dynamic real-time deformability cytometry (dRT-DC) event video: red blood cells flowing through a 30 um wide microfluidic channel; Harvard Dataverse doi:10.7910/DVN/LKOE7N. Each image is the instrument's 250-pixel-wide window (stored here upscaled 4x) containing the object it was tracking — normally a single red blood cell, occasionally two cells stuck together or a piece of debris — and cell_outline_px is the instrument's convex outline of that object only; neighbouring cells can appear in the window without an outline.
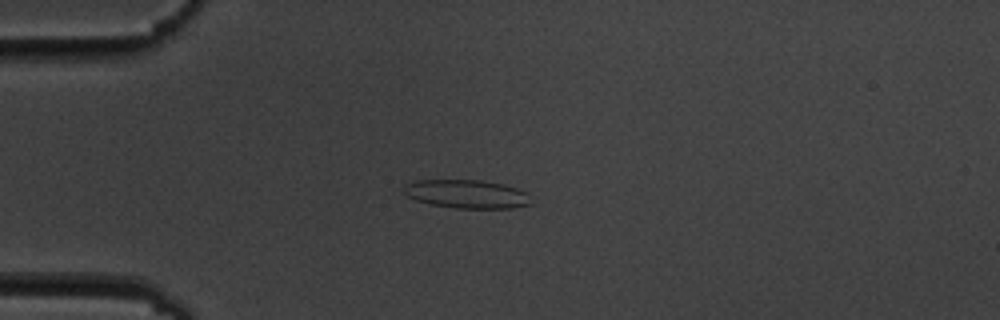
{"species": "common noctule bat (a hibernating species)", "species_latin": "Nyctalus noctula", "temperature_condition": "cold", "stored_images_in_passage": 14, "camera_frame_rate_fps": 3000, "um_per_image_px": 0.085, "animal": {"sex": "male", "body_mass_g": 19.5, "forearm_length_mm": 54.6}, "frame": {"image": 1, "passage_image": 3, "time_ms": 3.0, "image_size_px": [1000, 320], "cell_outline_px": [[532, 204], [512, 208], [456, 208], [432, 204], [416, 200], [408, 196], [404, 192], [404, 184], [416, 180], [480, 180], [504, 184], [528, 192]], "centroid_in_image_um": [39.7, 16.49], "position_along_channel_um": 45.3, "area_um2": 21.15}}
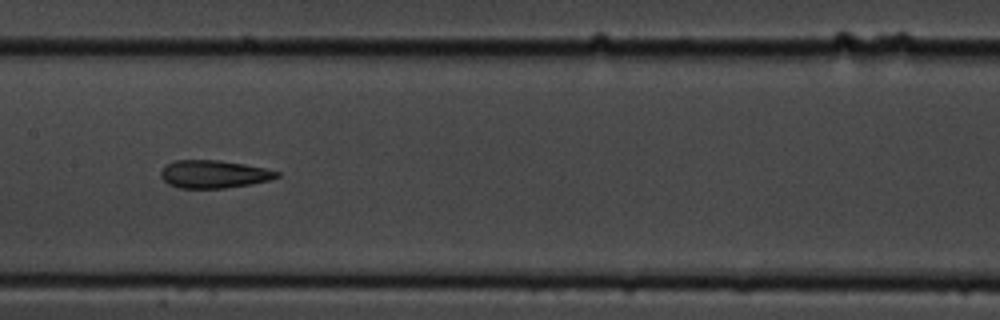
{"frame": {"image": 2, "passage_image": 7, "time_ms": 7.667, "image_size_px": [1000, 320], "cell_outline_px": [[280, 176], [268, 180], [252, 184], [224, 188], [180, 188], [168, 184], [160, 176], [160, 172], [164, 164], [176, 160], [220, 160], [244, 164], [264, 168], [280, 172]], "centroid_in_image_um": [18.14, 14.8], "position_along_channel_um": 189.3, "area_um2": 18.9}}
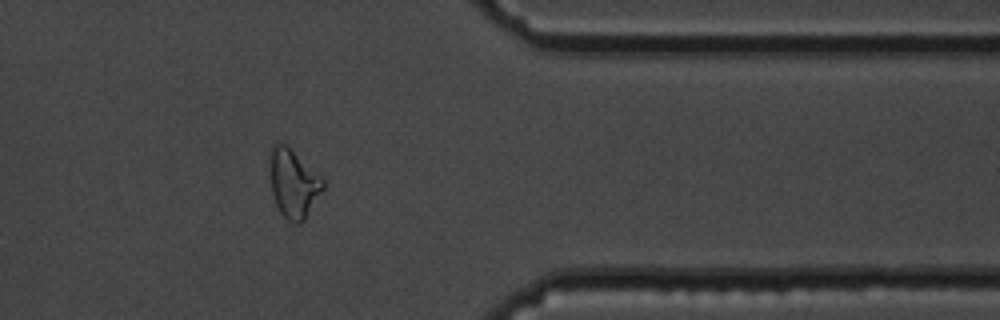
{"frame": {"image": 3, "passage_image": 12, "time_ms": 13.667, "image_size_px": [1000, 320], "cell_outline_px": [[324, 188], [304, 220], [300, 224], [292, 224], [280, 212], [276, 204], [272, 192], [268, 152], [272, 144], [284, 144], [324, 180]], "centroid_in_image_um": [24.91, 15.62], "position_along_channel_um": 386.5, "area_um2": 20.87}, "authors_computed_cell_mechanics": {"area_um2": 20.1722, "velocity_mm_per_s": 3.5132, "shape_relaxation_time_tau1_ms": 6.8914, "shape_relaxation_time_tau2_ms": 1.7374, "deformation_change_tau1": 0.1656, "deformation_change_tau2": 0.0952}}